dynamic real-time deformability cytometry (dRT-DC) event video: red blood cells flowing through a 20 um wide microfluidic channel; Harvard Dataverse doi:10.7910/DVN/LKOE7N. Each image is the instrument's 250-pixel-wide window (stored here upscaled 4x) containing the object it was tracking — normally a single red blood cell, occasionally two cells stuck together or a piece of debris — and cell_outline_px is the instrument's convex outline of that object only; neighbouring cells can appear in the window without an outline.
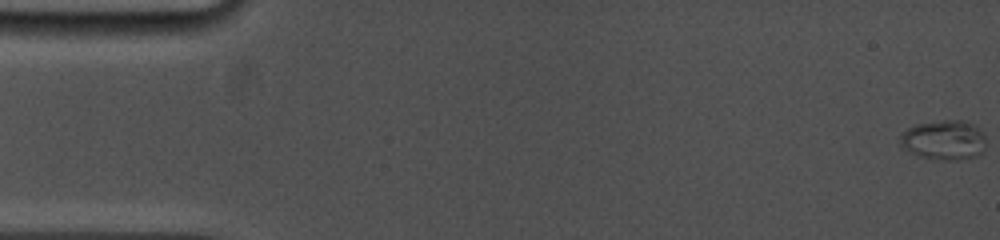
{"species": "common noctule bat (a hibernating species)", "species_latin": "Nyctalus noctula", "temperature_condition": "cold", "stored_images_in_passage": 95, "camera_frame_rate_fps": 5000, "um_per_image_px": 0.085, "animal": {"sex": "female", "body_mass_g": 19.0, "forearm_length_mm": 53.3}, "frame": {"image": 1, "passage_image": 1, "time_ms": 0.0, "image_size_px": [1000, 240], "cell_outline_px": [[984, 148], [976, 156], [956, 160], [940, 160], [920, 156], [900, 148], [900, 136], [908, 128], [916, 124], [944, 120], [960, 120], [972, 124], [984, 132]], "centroid_in_image_um": [80.2, 11.9], "position_along_channel_um": 4.8, "area_um2": 19.77}}
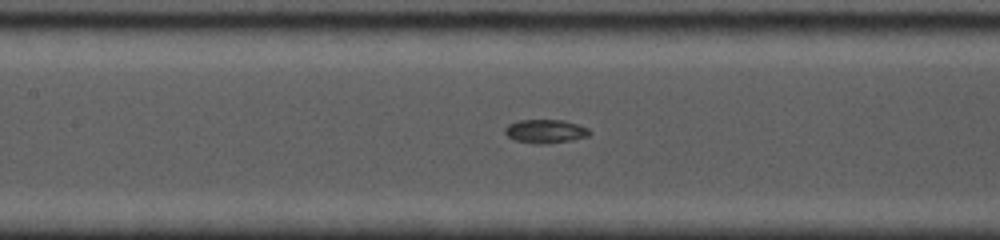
{"frame": {"image": 2, "passage_image": 39, "time_ms": 7.6, "image_size_px": [1000, 240], "cell_outline_px": [[592, 132], [588, 136], [572, 140], [548, 144], [536, 144], [512, 140], [504, 132], [504, 128], [508, 124], [520, 120], [564, 120], [588, 128]], "centroid_in_image_um": [46.34, 11.17], "position_along_channel_um": 161.1, "area_um2": 11.79}}
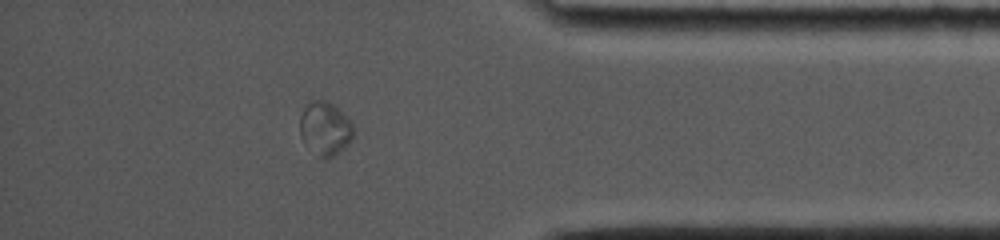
{"frame": {"image": 3, "passage_image": 82, "time_ms": 14.2, "image_size_px": [1000, 240], "cell_outline_px": [[356, 132], [352, 140], [344, 148], [332, 156], [324, 160], [300, 136], [300, 116], [304, 108], [312, 100], [324, 100], [332, 104], [352, 124]], "centroid_in_image_um": [27.65, 10.92], "position_along_channel_um": 407.5, "area_um2": 16.24}, "authors_computed_cell_mechanics": {"area_um2": 12.7738, "velocity_mm_per_s": 3.912, "shape_relaxation_time_tau1_ms": null, "shape_relaxation_time_tau2_ms": 1.6737, "deformation_change_tau1": null, "deformation_change_tau2": 0.0506}}